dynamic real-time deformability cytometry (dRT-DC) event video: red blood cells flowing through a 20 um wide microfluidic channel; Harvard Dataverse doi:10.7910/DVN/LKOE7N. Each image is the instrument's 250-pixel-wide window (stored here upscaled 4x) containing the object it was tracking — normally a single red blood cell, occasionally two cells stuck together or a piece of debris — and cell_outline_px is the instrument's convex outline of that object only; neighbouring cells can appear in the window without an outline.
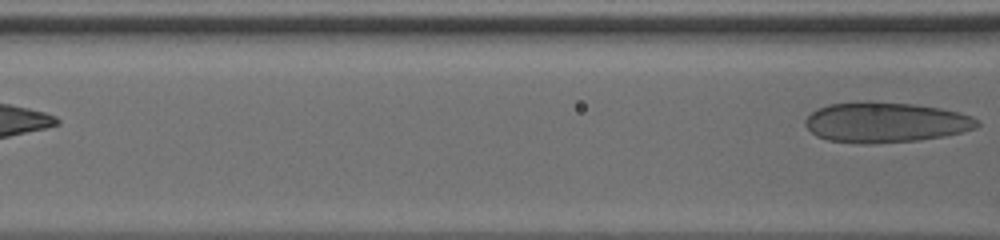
{"species": "human", "species_latin": "Homo sapiens", "temperature_condition": "cold", "stored_images_in_passage": 9, "segment_of_instrument_passage": [2, 2], "camera_frame_rate_fps": 3000, "um_per_image_px": 0.085, "donor": {"sex": "male"}, "frame": {"image": 1, "passage_image": 9, "time_ms": 7.0, "image_size_px": [1000, 240], "cell_outline_px": [[980, 124], [976, 128], [944, 136], [916, 140], [864, 144], [828, 140], [816, 136], [804, 124], [804, 120], [816, 108], [828, 104], [868, 100], [872, 100], [916, 104], [940, 108], [960, 112], [972, 116]], "centroid_in_image_um": [75.24, 10.37], "position_along_channel_um": 91.4, "area_um2": 40.63}}